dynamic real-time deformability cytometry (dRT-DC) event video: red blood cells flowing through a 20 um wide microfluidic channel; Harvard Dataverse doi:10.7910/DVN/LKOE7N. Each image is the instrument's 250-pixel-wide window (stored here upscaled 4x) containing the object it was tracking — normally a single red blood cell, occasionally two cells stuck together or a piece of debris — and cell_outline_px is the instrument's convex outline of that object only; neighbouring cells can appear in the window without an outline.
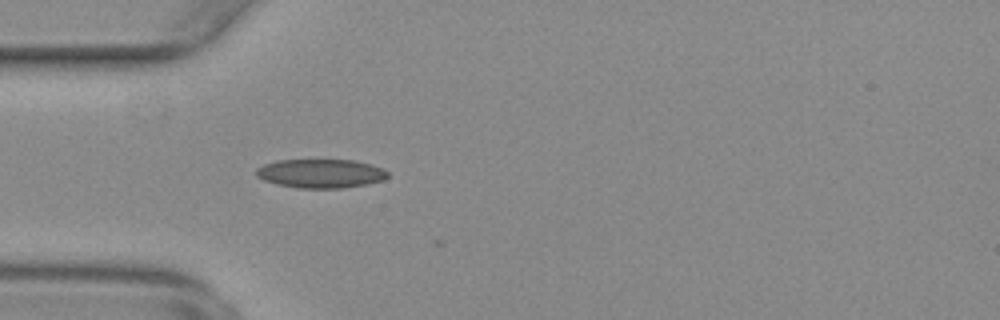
{"species": "common noctule bat (a hibernating species)", "species_latin": "Nyctalus noctula", "temperature_condition": "warm", "stored_images_in_passage": 4, "camera_frame_rate_fps": 3000, "um_per_image_px": 0.085, "animal": {"sex": "female", "body_mass_g": 29.2, "forearm_length_mm": 56.3}, "frame": {"image": 1, "passage_image": 3, "time_ms": 0.667, "image_size_px": [1000, 320], "cell_outline_px": [[388, 176], [384, 180], [344, 188], [296, 188], [276, 184], [264, 180], [256, 176], [256, 168], [264, 164], [276, 160], [356, 160], [372, 164], [384, 168], [388, 172]], "centroid_in_image_um": [27.27, 14.74], "position_along_channel_um": 57.7, "area_um2": 22.31}}